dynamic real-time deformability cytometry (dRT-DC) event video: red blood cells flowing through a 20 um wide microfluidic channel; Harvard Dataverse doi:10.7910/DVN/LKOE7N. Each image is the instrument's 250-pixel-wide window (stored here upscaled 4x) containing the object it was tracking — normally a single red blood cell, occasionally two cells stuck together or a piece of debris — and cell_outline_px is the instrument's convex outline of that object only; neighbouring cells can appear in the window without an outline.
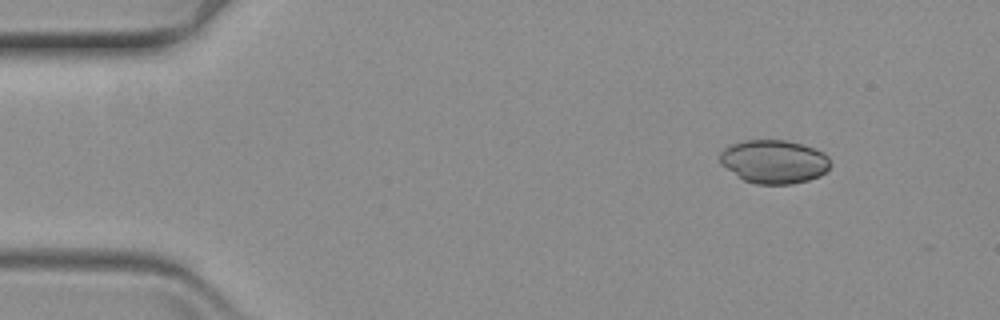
{"species": "common noctule bat (a hibernating species)", "species_latin": "Nyctalus noctula", "temperature_condition": "warm", "stored_images_in_passage": 4, "camera_frame_rate_fps": 3000, "um_per_image_px": 0.085, "animal": {"sex": "female", "body_mass_g": 19.3, "forearm_length_mm": 54.1}, "frame": {"image": 1, "passage_image": 1, "time_ms": 0.0, "image_size_px": [1000, 320], "cell_outline_px": [[832, 164], [820, 176], [808, 180], [792, 184], [756, 184], [744, 180], [720, 164], [720, 152], [728, 144], [744, 140], [784, 140], [804, 144], [824, 152], [828, 156]], "centroid_in_image_um": [65.79, 13.72], "position_along_channel_um": 19.2, "area_um2": 28.26}}